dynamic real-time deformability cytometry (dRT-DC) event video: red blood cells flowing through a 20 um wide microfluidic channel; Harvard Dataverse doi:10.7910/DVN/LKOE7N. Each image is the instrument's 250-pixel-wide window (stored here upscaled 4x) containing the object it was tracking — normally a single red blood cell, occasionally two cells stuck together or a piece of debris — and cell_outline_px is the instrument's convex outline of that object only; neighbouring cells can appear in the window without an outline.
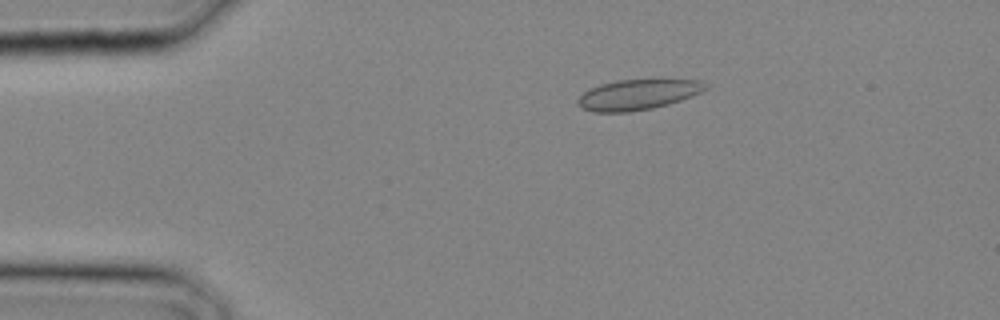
{"species": "common noctule bat (a hibernating species)", "species_latin": "Nyctalus noctula", "temperature_condition": "cold", "stored_images_in_passage": 17, "camera_frame_rate_fps": 3000, "um_per_image_px": 0.085, "animal": {"sex": "male", "body_mass_g": 20.4}, "frame": {"image": 1, "passage_image": 6, "time_ms": 1.667, "image_size_px": [1000, 320], "cell_outline_px": [[708, 88], [692, 96], [668, 104], [652, 108], [632, 112], [596, 112], [580, 108], [576, 104], [576, 100], [588, 88], [600, 84], [616, 80], [700, 80]], "centroid_in_image_um": [54.14, 8.05], "position_along_channel_um": 30.9, "area_um2": 22.54}}
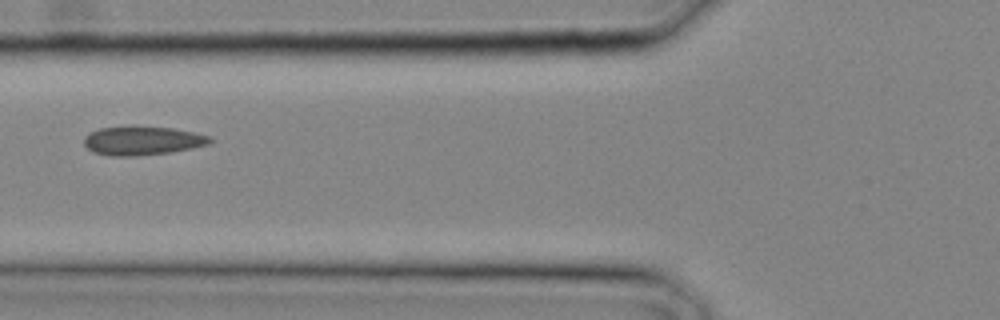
{"frame": {"image": 2, "passage_image": 12, "time_ms": 3.667, "image_size_px": [1000, 320], "cell_outline_px": [[212, 140], [208, 144], [192, 148], [172, 152], [136, 156], [108, 156], [92, 152], [84, 144], [84, 136], [88, 132], [100, 128], [132, 124], [172, 128], [192, 132], [208, 136]], "centroid_in_image_um": [12.02, 11.93], "position_along_channel_um": 113.8, "area_um2": 21.68}}
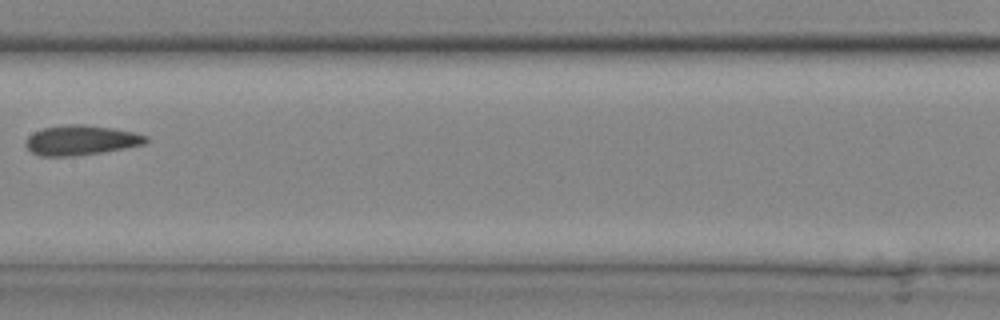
{"frame": {"image": 3, "passage_image": 16, "time_ms": 5.0, "image_size_px": [1000, 320], "cell_outline_px": [[148, 140], [144, 144], [104, 152], [76, 156], [40, 156], [32, 152], [24, 144], [28, 136], [44, 128], [68, 124], [80, 124], [112, 128], [132, 132], [148, 136]], "centroid_in_image_um": [6.88, 11.93], "position_along_channel_um": 200.5, "area_um2": 20.75}}